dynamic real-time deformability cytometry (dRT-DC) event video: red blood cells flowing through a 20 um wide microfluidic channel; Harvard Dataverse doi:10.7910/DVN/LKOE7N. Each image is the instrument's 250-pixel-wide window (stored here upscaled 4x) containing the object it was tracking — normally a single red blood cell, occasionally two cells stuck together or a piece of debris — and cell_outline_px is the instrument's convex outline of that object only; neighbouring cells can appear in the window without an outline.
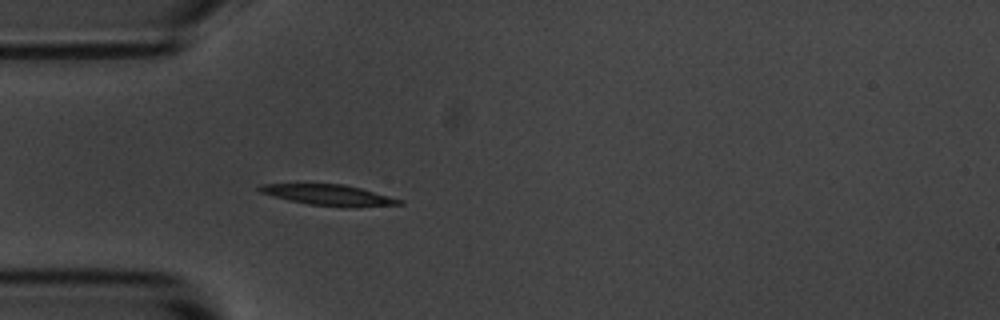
{"species": "common noctule bat (a hibernating species)", "species_latin": "Nyctalus noctula", "temperature_condition": "room temperature", "stored_images_in_passage": 4, "camera_frame_rate_fps": 3000, "um_per_image_px": 0.085, "animal": {"sex": "male", "body_mass_g": 20.1, "forearm_length_mm": 53.5}, "frame": {"image": 1, "passage_image": 4, "time_ms": 1.0, "image_size_px": [1000, 320], "cell_outline_px": [[404, 204], [356, 208], [344, 208], [308, 204], [288, 200], [272, 196], [260, 192], [256, 188], [260, 184], [344, 184], [360, 188], [404, 200]], "centroid_in_image_um": [27.98, 16.6], "position_along_channel_um": 57.0, "area_um2": 17.22}}